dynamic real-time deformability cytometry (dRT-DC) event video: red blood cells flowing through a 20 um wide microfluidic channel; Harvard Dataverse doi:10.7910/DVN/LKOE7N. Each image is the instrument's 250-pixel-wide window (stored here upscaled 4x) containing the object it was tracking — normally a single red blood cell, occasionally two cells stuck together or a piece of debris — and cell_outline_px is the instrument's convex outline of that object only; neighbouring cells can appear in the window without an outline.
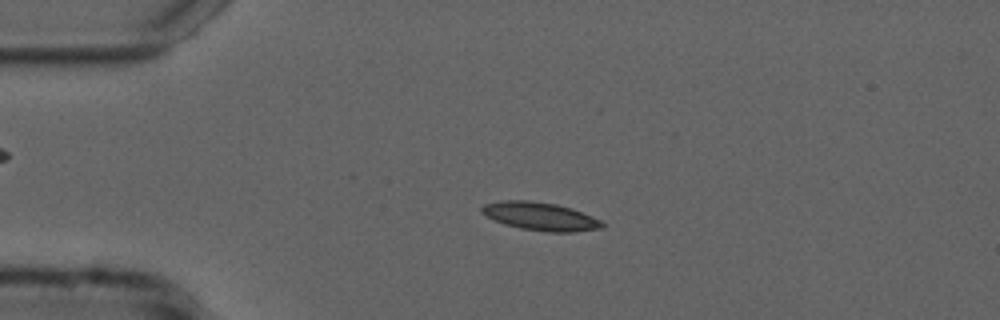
{"species": "common noctule bat (a hibernating species)", "species_latin": "Nyctalus noctula", "temperature_condition": "cold", "stored_images_in_passage": 54, "camera_frame_rate_fps": 3000, "um_per_image_px": 0.085, "animal": {"sex": "male", "forearm_length_mm": 52.5}, "frame": {"image": 1, "passage_image": 12, "time_ms": 3.667, "image_size_px": [1000, 320], "cell_outline_px": [[604, 228], [572, 232], [548, 232], [520, 228], [504, 224], [480, 212], [480, 208], [484, 204], [500, 200], [528, 200], [556, 204], [592, 216], [600, 220], [604, 224]], "centroid_in_image_um": [45.91, 18.39], "position_along_channel_um": 39.1, "area_um2": 19.59}}
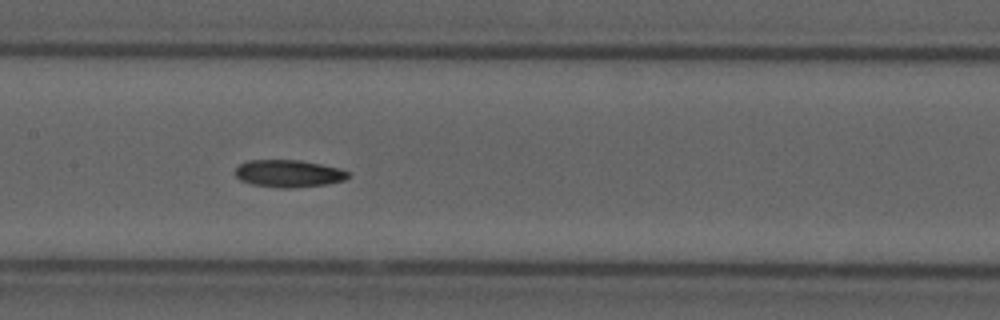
{"frame": {"image": 2, "passage_image": 26, "time_ms": 8.333, "image_size_px": [1000, 320], "cell_outline_px": [[348, 176], [344, 180], [328, 184], [292, 188], [276, 188], [252, 184], [240, 180], [236, 176], [236, 168], [240, 164], [248, 160], [300, 160], [340, 168], [348, 172]], "centroid_in_image_um": [24.52, 14.75], "position_along_channel_um": 182.9, "area_um2": 17.98}}
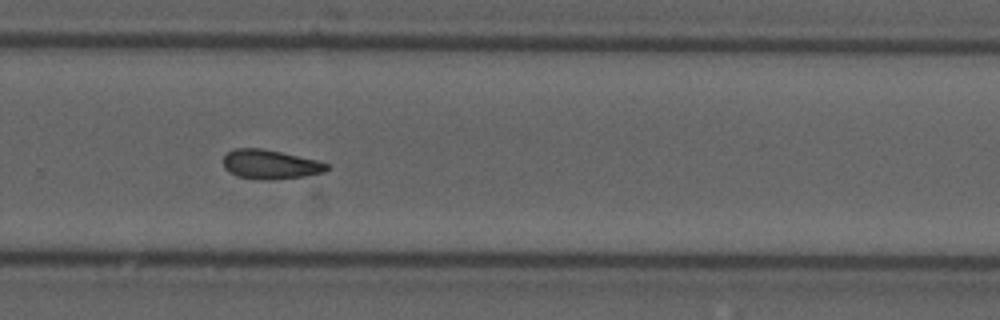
{"frame": {"image": 3, "passage_image": 36, "time_ms": 11.667, "image_size_px": [1000, 320], "cell_outline_px": [[328, 168], [324, 172], [304, 176], [268, 180], [260, 180], [236, 176], [228, 172], [224, 168], [224, 156], [228, 152], [236, 148], [264, 148], [316, 160], [328, 164]], "centroid_in_image_um": [22.93, 13.97], "position_along_channel_um": 306.9, "area_um2": 17.63}, "authors_computed_cell_mechanics": {"area_um2": 17.9758, "velocity_mm_per_s": 3.7292, "shape_relaxation_time_tau1_ms": 10.9172, "shape_relaxation_time_tau2_ms": null, "deformation_change_tau1": 0.1888, "deformation_change_tau2": null}}